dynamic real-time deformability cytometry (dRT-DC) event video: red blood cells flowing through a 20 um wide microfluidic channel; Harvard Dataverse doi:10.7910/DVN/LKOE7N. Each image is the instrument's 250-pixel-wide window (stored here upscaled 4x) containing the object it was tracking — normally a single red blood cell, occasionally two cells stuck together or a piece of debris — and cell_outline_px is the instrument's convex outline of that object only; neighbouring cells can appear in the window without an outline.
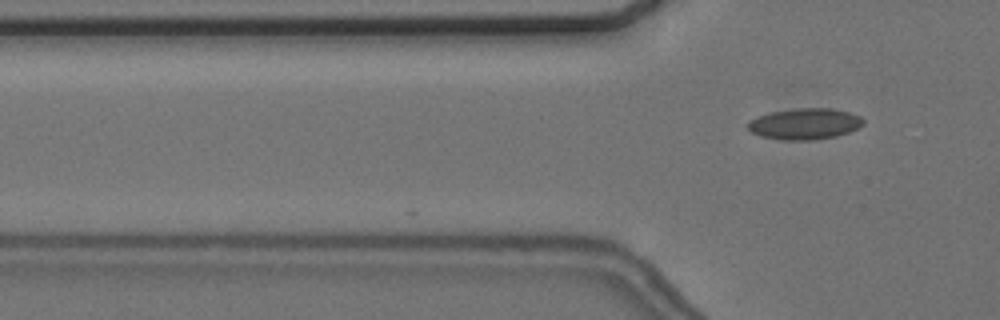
{"species": "common noctule bat (a hibernating species)", "species_latin": "Nyctalus noctula", "temperature_condition": "cold", "stored_images_in_passage": 4, "camera_frame_rate_fps": 3000, "um_per_image_px": 0.085, "animal": {"sex": "female", "body_mass_g": 24.6, "forearm_length_mm": 56.2}, "frame": {"image": 1, "passage_image": 4, "time_ms": 1.0, "image_size_px": [1000, 320], "cell_outline_px": [[864, 124], [860, 128], [836, 136], [808, 140], [784, 140], [760, 136], [752, 132], [748, 128], [748, 120], [756, 116], [772, 112], [796, 108], [832, 108], [848, 112], [860, 116], [864, 120]], "centroid_in_image_um": [68.41, 10.52], "position_along_channel_um": 57.4, "area_um2": 20.98}}